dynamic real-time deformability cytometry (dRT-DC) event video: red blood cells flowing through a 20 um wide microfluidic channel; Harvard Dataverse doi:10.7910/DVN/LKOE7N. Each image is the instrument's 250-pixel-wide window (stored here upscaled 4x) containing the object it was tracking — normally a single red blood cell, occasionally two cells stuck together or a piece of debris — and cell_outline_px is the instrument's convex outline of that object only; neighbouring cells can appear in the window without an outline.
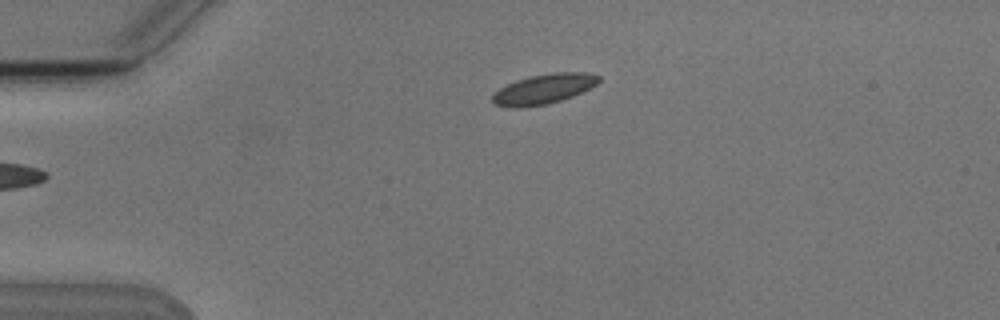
{"species": "Egyptian fruit bat (a non-hibernating species)", "species_latin": "Rousettus aegyptiacus", "temperature_condition": "cold", "stored_images_in_passage": 2, "camera_frame_rate_fps": 3000, "um_per_image_px": 0.085, "animal": {"sex": "male"}, "frame": {"image": 1, "passage_image": 2, "time_ms": 1.0, "image_size_px": [1000, 320], "cell_outline_px": [[600, 80], [596, 84], [572, 96], [548, 104], [516, 108], [512, 108], [492, 104], [492, 96], [500, 88], [516, 80], [532, 76], [552, 72], [588, 72], [600, 76]], "centroid_in_image_um": [46.2, 7.56], "position_along_channel_um": 38.8, "area_um2": 18.38}}